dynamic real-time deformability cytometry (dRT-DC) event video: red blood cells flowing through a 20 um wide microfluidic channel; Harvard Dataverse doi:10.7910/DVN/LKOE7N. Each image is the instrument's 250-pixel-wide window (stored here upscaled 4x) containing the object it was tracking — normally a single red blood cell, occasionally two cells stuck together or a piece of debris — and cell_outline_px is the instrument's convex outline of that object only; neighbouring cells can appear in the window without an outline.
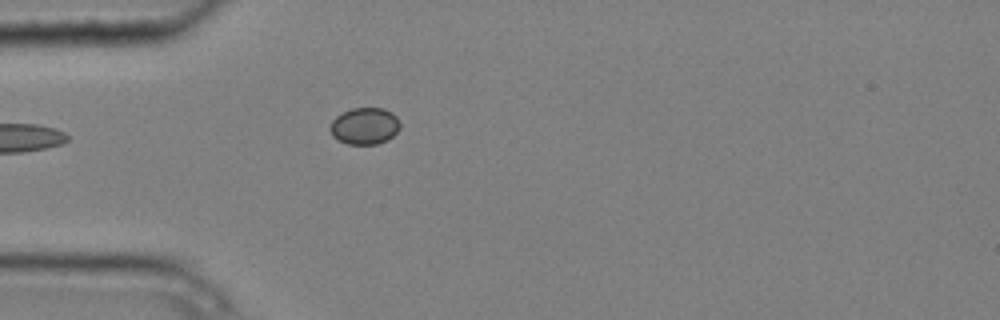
{"species": "common noctule bat (a hibernating species)", "species_latin": "Nyctalus noctula", "temperature_condition": "cold", "stored_images_in_passage": 4, "camera_frame_rate_fps": 3000, "um_per_image_px": 0.085, "animal": {"sex": "male", "body_mass_g": 20.4}, "frame": {"image": 1, "passage_image": 4, "time_ms": 1.0, "image_size_px": [1000, 320], "cell_outline_px": [[400, 128], [388, 140], [376, 144], [348, 144], [336, 140], [332, 136], [328, 128], [332, 120], [336, 116], [352, 108], [384, 108], [392, 112], [396, 116], [400, 124]], "centroid_in_image_um": [30.97, 10.71], "position_along_channel_um": 54.0, "area_um2": 15.14}}